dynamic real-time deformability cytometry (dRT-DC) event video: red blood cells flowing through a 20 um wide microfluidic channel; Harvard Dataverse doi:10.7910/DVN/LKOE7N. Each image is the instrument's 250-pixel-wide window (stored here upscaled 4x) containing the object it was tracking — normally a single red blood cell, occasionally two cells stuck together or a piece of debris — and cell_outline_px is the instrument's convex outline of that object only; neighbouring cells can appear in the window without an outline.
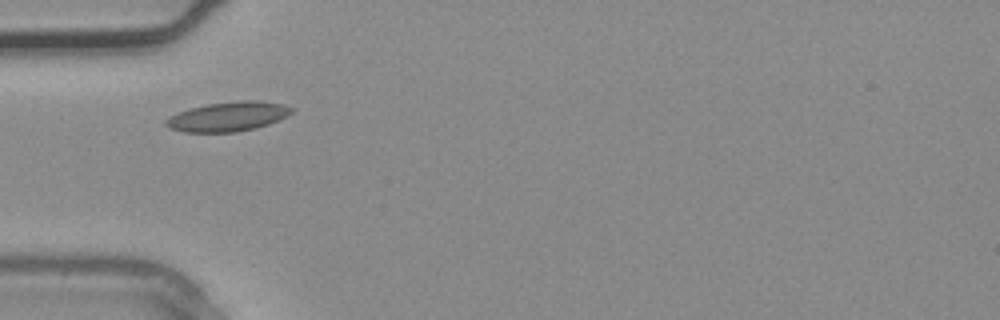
{"species": "common noctule bat (a hibernating species)", "species_latin": "Nyctalus noctula", "temperature_condition": "warm", "stored_images_in_passage": 1, "camera_frame_rate_fps": 3000, "um_per_image_px": 0.085, "animal": {"sex": "male", "body_mass_g": 20.4}, "frame": {"image": 1, "passage_image": 1, "time_ms": 0.0, "image_size_px": [1000, 320], "cell_outline_px": [[296, 108], [288, 116], [268, 124], [256, 128], [236, 132], [184, 132], [168, 128], [164, 124], [164, 120], [180, 112], [192, 108], [208, 104], [240, 100], [256, 100], [284, 104]], "centroid_in_image_um": [19.43, 9.91], "position_along_channel_um": 65.6, "area_um2": 21.62}}